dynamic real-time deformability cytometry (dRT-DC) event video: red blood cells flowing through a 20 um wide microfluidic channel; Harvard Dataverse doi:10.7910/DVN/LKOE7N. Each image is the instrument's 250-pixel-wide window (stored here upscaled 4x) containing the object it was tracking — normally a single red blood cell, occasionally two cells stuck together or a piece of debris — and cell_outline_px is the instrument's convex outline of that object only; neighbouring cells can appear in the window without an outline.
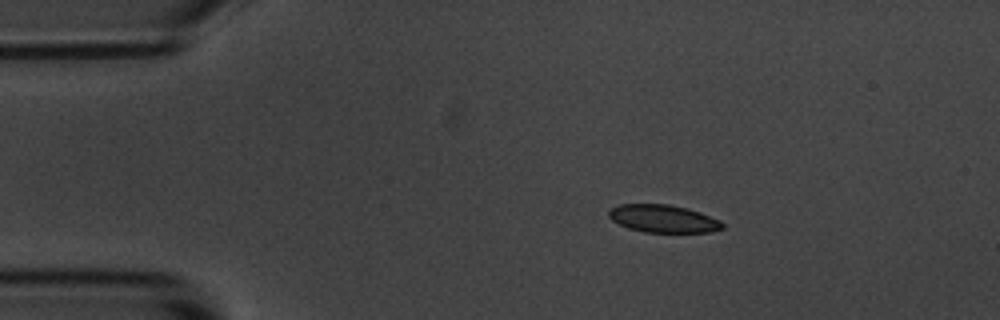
{"species": "common noctule bat (a hibernating species)", "species_latin": "Nyctalus noctula", "temperature_condition": "room temperature", "stored_images_in_passage": 5, "camera_frame_rate_fps": 3000, "um_per_image_px": 0.085, "animal": {"sex": "male", "body_mass_g": 20.1, "forearm_length_mm": 53.5}, "frame": {"image": 1, "passage_image": 2, "time_ms": 1.333, "image_size_px": [1000, 320], "cell_outline_px": [[724, 228], [708, 232], [644, 232], [628, 228], [612, 220], [608, 216], [608, 212], [612, 208], [620, 204], [668, 204], [688, 208], [700, 212], [720, 220], [724, 224]], "centroid_in_image_um": [56.38, 18.58], "position_along_channel_um": 28.6, "area_um2": 18.32}}
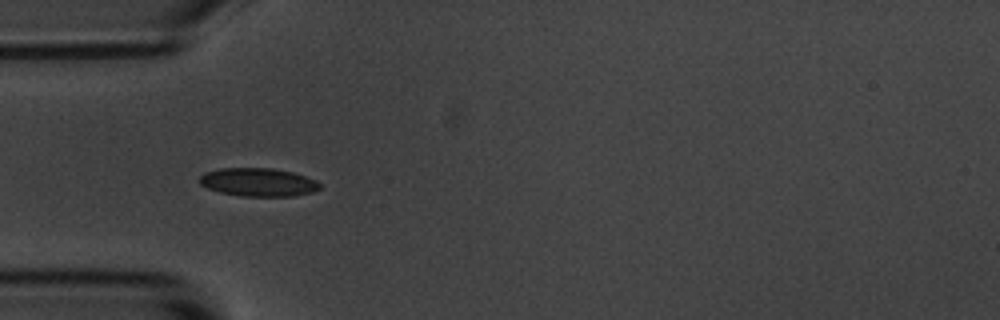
{"frame": {"image": 2, "passage_image": 4, "time_ms": 3.667, "image_size_px": [1000, 320], "cell_outline_px": [[320, 188], [312, 192], [292, 196], [240, 196], [220, 192], [208, 188], [200, 184], [200, 176], [204, 172], [220, 168], [272, 168], [292, 172], [316, 180], [320, 184]], "centroid_in_image_um": [21.93, 15.48], "position_along_channel_um": 63.1, "area_um2": 19.77}}